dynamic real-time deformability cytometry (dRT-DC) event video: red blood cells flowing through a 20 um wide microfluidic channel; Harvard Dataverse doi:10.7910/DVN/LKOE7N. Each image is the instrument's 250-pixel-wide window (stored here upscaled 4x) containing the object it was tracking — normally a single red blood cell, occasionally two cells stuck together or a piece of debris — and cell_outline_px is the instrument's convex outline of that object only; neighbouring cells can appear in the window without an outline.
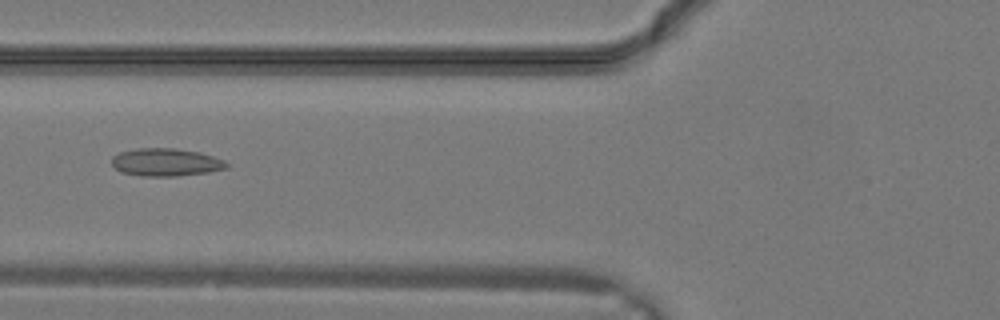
{"species": "common noctule bat (a hibernating species)", "species_latin": "Nyctalus noctula", "temperature_condition": "warm", "stored_images_in_passage": 31, "camera_frame_rate_fps": 3000, "um_per_image_px": 0.085, "animal": {"sex": "male", "body_mass_g": 19.2, "forearm_length_mm": 51.8}, "frame": {"image": 1, "passage_image": 13, "time_ms": 4.0, "image_size_px": [1000, 320], "cell_outline_px": [[228, 168], [208, 172], [176, 176], [140, 176], [120, 172], [112, 164], [112, 156], [120, 152], [136, 148], [176, 148], [200, 152], [224, 160], [228, 164]], "centroid_in_image_um": [14.09, 13.79], "position_along_channel_um": 111.7, "area_um2": 18.67}}
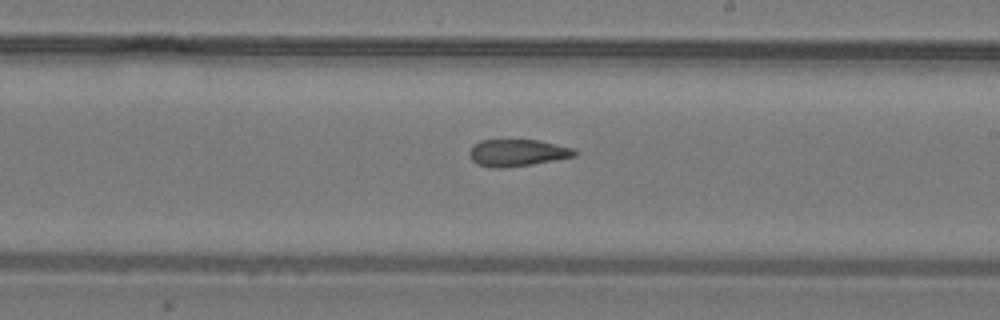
{"frame": {"image": 2, "passage_image": 19, "time_ms": 6.0, "image_size_px": [1000, 320], "cell_outline_px": [[580, 152], [576, 156], [556, 160], [532, 164], [500, 168], [492, 168], [476, 164], [472, 160], [468, 152], [472, 144], [480, 140], [540, 140], [572, 148]], "centroid_in_image_um": [43.96, 12.98], "position_along_channel_um": 245.0, "area_um2": 16.7}}
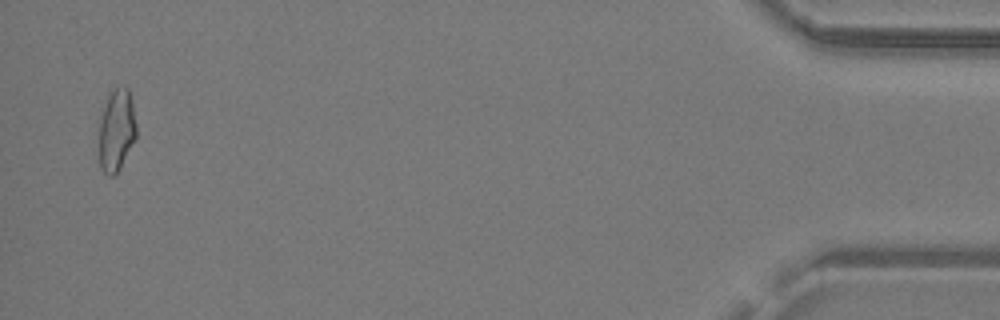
{"frame": {"image": 3, "passage_image": 31, "time_ms": 10.0, "image_size_px": [1000, 320], "cell_outline_px": [[136, 140], [120, 168], [112, 176], [108, 176], [100, 168], [100, 120], [108, 92], [112, 88], [124, 84], [128, 88], [132, 100], [136, 124]], "centroid_in_image_um": [9.92, 11.01], "position_along_channel_um": 425.3, "area_um2": 18.15}}